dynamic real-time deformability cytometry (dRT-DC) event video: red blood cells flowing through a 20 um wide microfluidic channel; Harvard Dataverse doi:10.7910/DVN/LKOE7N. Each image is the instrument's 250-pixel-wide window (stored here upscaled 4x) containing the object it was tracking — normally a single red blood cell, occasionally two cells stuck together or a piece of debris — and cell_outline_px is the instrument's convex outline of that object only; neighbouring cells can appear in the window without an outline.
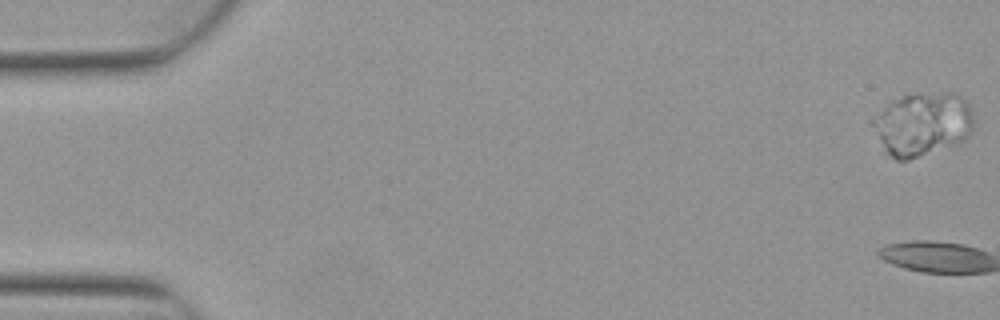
{"species": "Egyptian fruit bat (a non-hibernating species)", "species_latin": "Rousettus aegyptiacus", "temperature_condition": "warm", "stored_images_in_passage": 6, "camera_frame_rate_fps": 3000, "um_per_image_px": 0.085, "animal": {"sex": "female"}, "frame": {"image": 1, "passage_image": 1, "time_ms": 0.0, "image_size_px": [1000, 320], "cell_outline_px": [[976, 124], [972, 132], [964, 140], [908, 160], [896, 160], [884, 152], [872, 124], [872, 120], [892, 100], [904, 96], [948, 92], [960, 96], [968, 104], [972, 112]], "centroid_in_image_um": [78.44, 10.56], "position_along_channel_um": 6.6, "area_um2": 36.88}}